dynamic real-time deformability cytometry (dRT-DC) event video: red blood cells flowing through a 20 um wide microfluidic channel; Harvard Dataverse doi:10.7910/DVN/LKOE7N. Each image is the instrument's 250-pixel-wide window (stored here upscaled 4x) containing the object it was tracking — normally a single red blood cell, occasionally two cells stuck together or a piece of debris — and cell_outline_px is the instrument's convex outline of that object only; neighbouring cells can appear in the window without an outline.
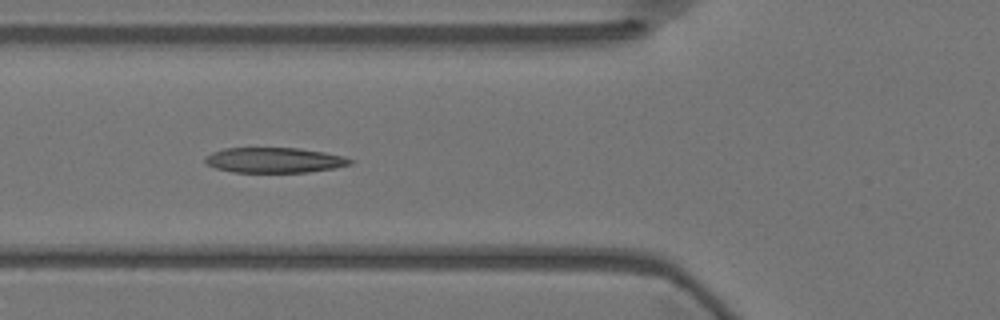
{"species": "Egyptian fruit bat (a non-hibernating species)", "species_latin": "Rousettus aegyptiacus", "temperature_condition": "warm", "stored_images_in_passage": 24, "camera_frame_rate_fps": 3000, "um_per_image_px": 0.085, "animal": {"sex": "female"}, "frame": {"image": 1, "passage_image": 3, "time_ms": 0.667, "image_size_px": [1000, 320], "cell_outline_px": [[344, 160], [340, 164], [320, 168], [292, 172], [248, 172], [228, 168], [244, 148], [284, 148], [312, 152], [332, 156]], "centroid_in_image_um": [23.89, 13.64], "position_along_channel_um": 101.9, "area_um2": 14.97}}
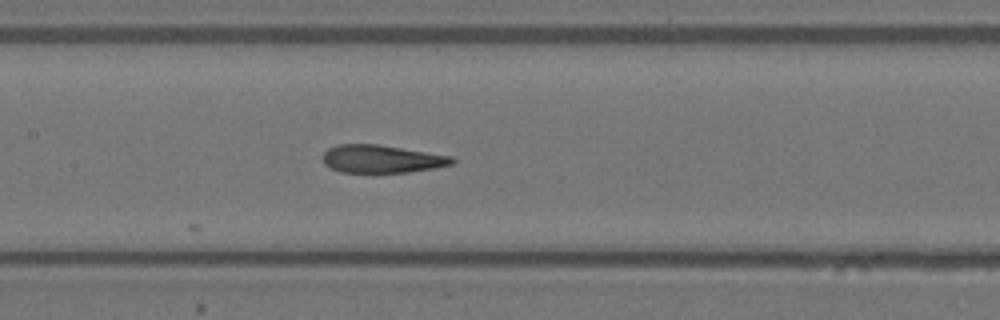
{"frame": {"image": 2, "passage_image": 9, "time_ms": 2.667, "image_size_px": [1000, 320], "cell_outline_px": [[452, 160], [444, 164], [420, 168], [392, 172], [352, 172], [340, 168], [332, 164], [328, 160], [328, 152], [340, 148], [392, 148], [436, 156]], "centroid_in_image_um": [32.43, 13.59], "position_along_channel_um": 175.0, "area_um2": 16.07}}
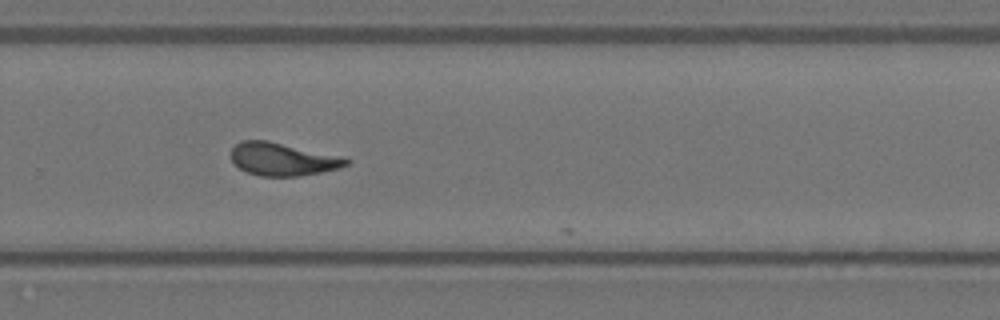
{"frame": {"image": 3, "passage_image": 20, "time_ms": 6.333, "image_size_px": [1000, 320], "cell_outline_px": [[348, 160], [344, 164], [328, 168], [308, 172], [252, 172], [244, 168], [232, 156], [236, 148], [240, 144], [276, 144]], "centroid_in_image_um": [23.98, 13.51], "position_along_channel_um": 305.8, "area_um2": 16.76}}